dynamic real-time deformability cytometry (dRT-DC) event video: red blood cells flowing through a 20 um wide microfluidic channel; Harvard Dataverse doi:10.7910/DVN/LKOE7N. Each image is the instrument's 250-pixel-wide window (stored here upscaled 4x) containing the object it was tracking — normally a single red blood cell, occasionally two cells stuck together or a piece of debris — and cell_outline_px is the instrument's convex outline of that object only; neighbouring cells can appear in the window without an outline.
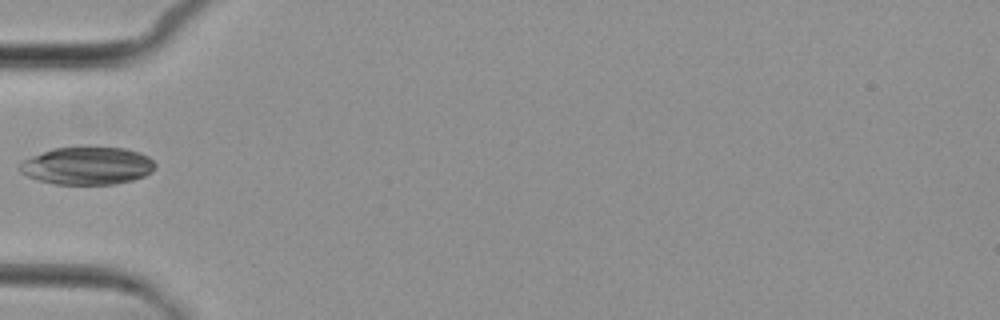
{"species": "common noctule bat (a hibernating species)", "species_latin": "Nyctalus noctula", "temperature_condition": "cold", "stored_images_in_passage": 1, "camera_frame_rate_fps": 3000, "um_per_image_px": 0.085, "animal": {"sex": "female", "body_mass_g": 29.2, "forearm_length_mm": 56.3}, "frame": {"image": 1, "passage_image": 1, "time_ms": 0.0, "image_size_px": [1000, 320], "cell_outline_px": [[156, 168], [152, 172], [144, 176], [132, 180], [116, 184], [56, 184], [40, 180], [28, 176], [20, 172], [16, 168], [20, 160], [52, 148], [88, 144], [124, 148], [140, 152], [148, 156], [156, 164]], "centroid_in_image_um": [7.4, 14.04], "position_along_channel_um": 77.6, "area_um2": 30.87}}